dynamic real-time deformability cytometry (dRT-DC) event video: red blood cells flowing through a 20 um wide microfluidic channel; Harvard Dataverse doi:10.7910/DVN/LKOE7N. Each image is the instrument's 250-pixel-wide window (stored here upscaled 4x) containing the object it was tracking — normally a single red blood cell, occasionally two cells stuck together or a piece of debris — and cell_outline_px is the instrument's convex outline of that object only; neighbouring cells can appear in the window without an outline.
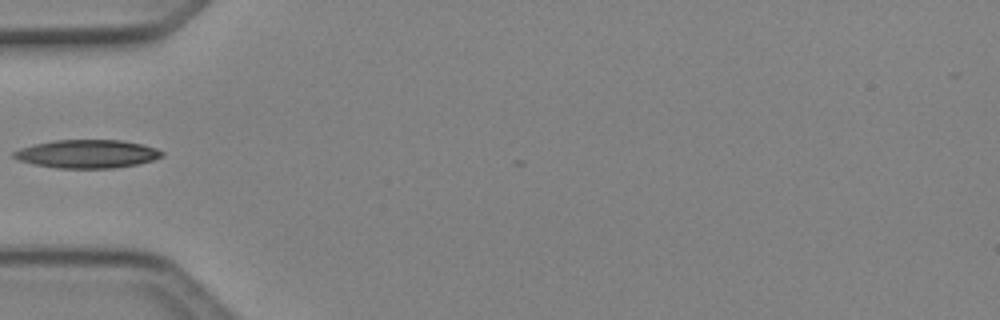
{"species": "Egyptian fruit bat (a non-hibernating species)", "species_latin": "Rousettus aegyptiacus", "temperature_condition": "cold", "stored_images_in_passage": 2, "camera_frame_rate_fps": 3000, "um_per_image_px": 0.085, "animal": {"sex": "female"}, "frame": {"image": 1, "passage_image": 1, "time_ms": 0.0, "image_size_px": [1000, 320], "cell_outline_px": [[164, 156], [152, 160], [136, 164], [112, 168], [56, 168], [32, 164], [20, 160], [12, 156], [12, 152], [20, 148], [32, 144], [52, 140], [120, 140], [140, 144], [156, 148], [164, 152]], "centroid_in_image_um": [7.37, 13.08], "position_along_channel_um": 77.6, "area_um2": 24.45}}